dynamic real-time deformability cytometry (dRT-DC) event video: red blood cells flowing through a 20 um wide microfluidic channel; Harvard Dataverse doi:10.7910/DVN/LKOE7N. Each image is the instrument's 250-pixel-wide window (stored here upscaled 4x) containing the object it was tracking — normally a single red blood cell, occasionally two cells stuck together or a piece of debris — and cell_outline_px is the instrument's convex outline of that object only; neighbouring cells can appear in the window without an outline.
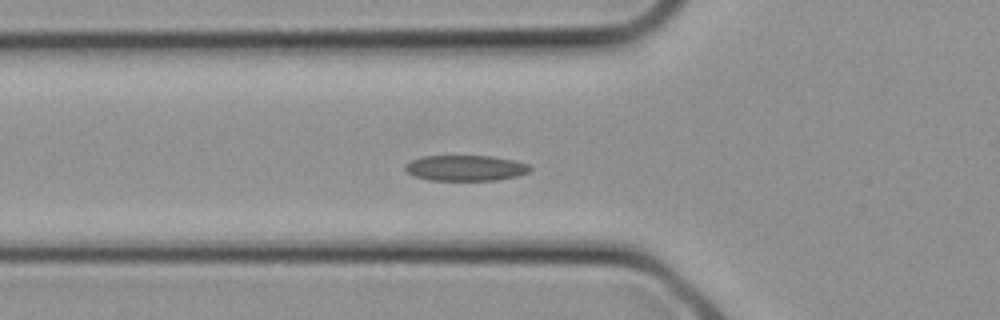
{"species": "common noctule bat (a hibernating species)", "species_latin": "Nyctalus noctula", "temperature_condition": "cold", "stored_images_in_passage": 23, "camera_frame_rate_fps": 3000, "um_per_image_px": 0.085, "animal": {"sex": "female", "body_mass_g": 21.9}, "frame": {"image": 1, "passage_image": 4, "time_ms": 1.0, "image_size_px": [1000, 320], "cell_outline_px": [[532, 168], [528, 172], [520, 176], [496, 180], [428, 180], [412, 176], [404, 168], [404, 164], [420, 156], [492, 156], [512, 160], [528, 164]], "centroid_in_image_um": [39.55, 14.28], "position_along_channel_um": 86.3, "area_um2": 18.79}}
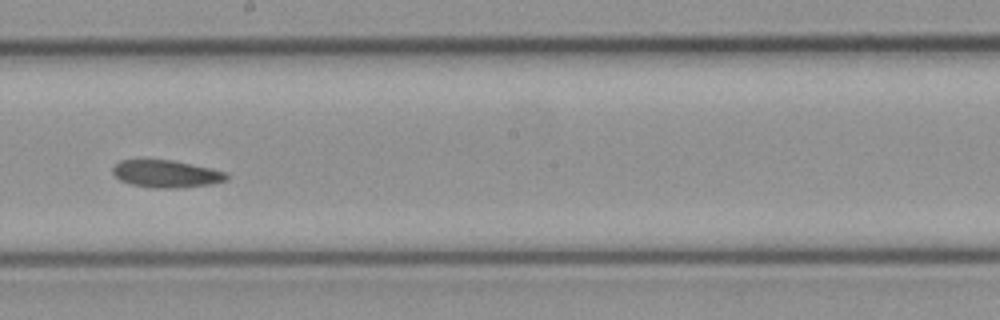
{"frame": {"image": 2, "passage_image": 10, "time_ms": 3.0, "image_size_px": [1000, 320], "cell_outline_px": [[228, 180], [212, 184], [176, 188], [152, 188], [132, 184], [120, 180], [112, 172], [112, 168], [120, 160], [140, 156], [172, 160], [228, 172]], "centroid_in_image_um": [14.08, 14.73], "position_along_channel_um": 234.1, "area_um2": 18.84}}
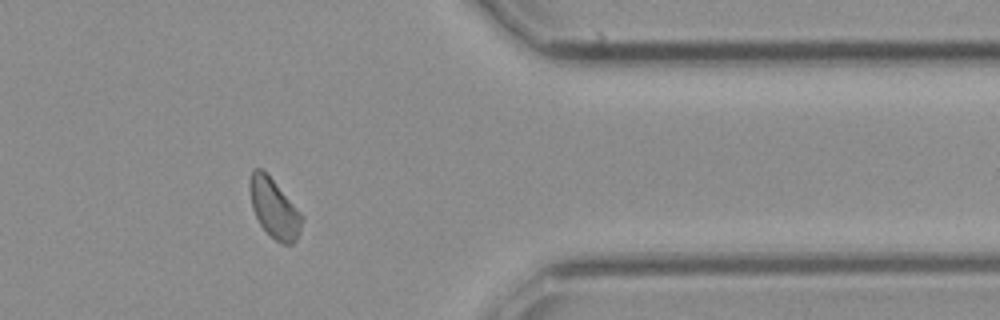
{"frame": {"image": 3, "passage_image": 17, "time_ms": 5.333, "image_size_px": [1000, 320], "cell_outline_px": [[304, 220], [300, 232], [296, 240], [292, 244], [280, 244], [260, 224], [252, 208], [248, 188], [252, 168], [260, 168], [272, 180], [304, 216]], "centroid_in_image_um": [23.31, 17.73], "position_along_channel_um": 388.1, "area_um2": 17.8}}